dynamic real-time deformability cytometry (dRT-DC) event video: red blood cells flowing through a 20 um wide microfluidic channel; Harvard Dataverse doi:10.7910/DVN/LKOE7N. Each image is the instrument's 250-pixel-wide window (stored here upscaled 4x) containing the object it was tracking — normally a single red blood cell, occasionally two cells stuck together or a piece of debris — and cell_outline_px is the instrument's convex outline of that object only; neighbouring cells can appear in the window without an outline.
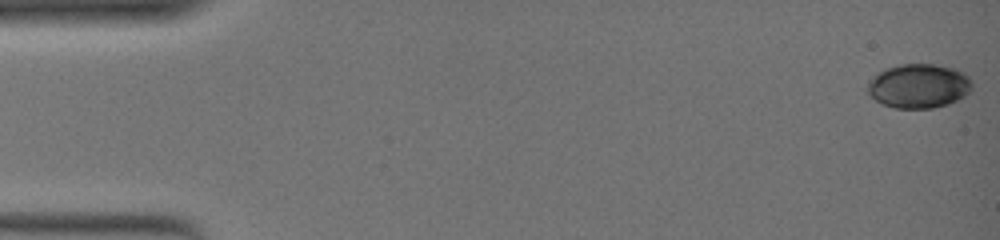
{"species": "common noctule bat (a hibernating species)", "species_latin": "Nyctalus noctula", "temperature_condition": "warm", "stored_images_in_passage": 49, "camera_frame_rate_fps": 3000, "um_per_image_px": 0.085, "animal": {"sex": "female", "body_mass_g": 19.0, "forearm_length_mm": 51.5}, "frame": {"image": 1, "passage_image": 1, "time_ms": 0.0, "image_size_px": [1000, 240], "cell_outline_px": [[972, 88], [964, 96], [948, 104], [932, 108], [896, 108], [884, 104], [876, 100], [868, 92], [868, 80], [884, 68], [900, 64], [932, 64], [956, 68], [964, 72], [972, 80]], "centroid_in_image_um": [78.11, 7.29], "position_along_channel_um": 6.9, "area_um2": 26.99}}
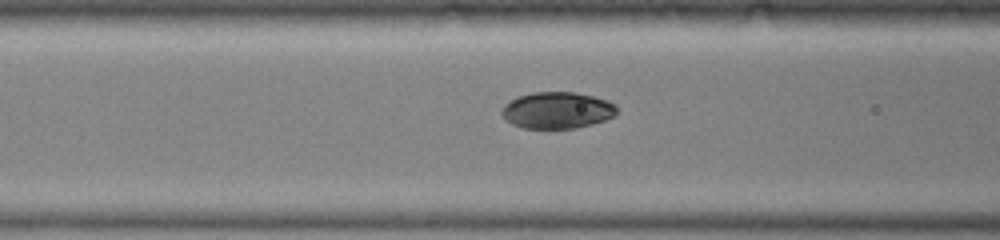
{"frame": {"image": 2, "passage_image": 44, "time_ms": 10.0, "image_size_px": [1000, 240], "cell_outline_px": [[616, 116], [592, 124], [576, 128], [524, 128], [512, 124], [500, 112], [504, 104], [520, 96], [532, 92], [576, 92], [608, 100], [616, 104]], "centroid_in_image_um": [47.39, 9.37], "position_along_channel_um": 119.2, "area_um2": 24.45}}
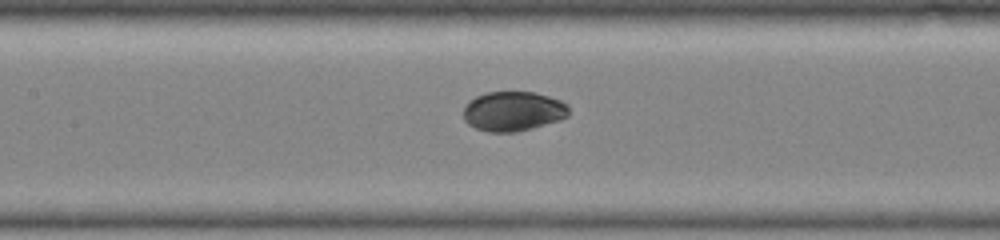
{"frame": {"image": 3, "passage_image": 49, "time_ms": 11.667, "image_size_px": [1000, 240], "cell_outline_px": [[568, 116], [560, 120], [532, 128], [516, 132], [488, 132], [476, 128], [468, 124], [464, 120], [464, 108], [468, 100], [476, 96], [488, 92], [536, 92], [560, 100], [568, 104]], "centroid_in_image_um": [43.61, 9.45], "position_along_channel_um": 163.8, "area_um2": 24.45}}